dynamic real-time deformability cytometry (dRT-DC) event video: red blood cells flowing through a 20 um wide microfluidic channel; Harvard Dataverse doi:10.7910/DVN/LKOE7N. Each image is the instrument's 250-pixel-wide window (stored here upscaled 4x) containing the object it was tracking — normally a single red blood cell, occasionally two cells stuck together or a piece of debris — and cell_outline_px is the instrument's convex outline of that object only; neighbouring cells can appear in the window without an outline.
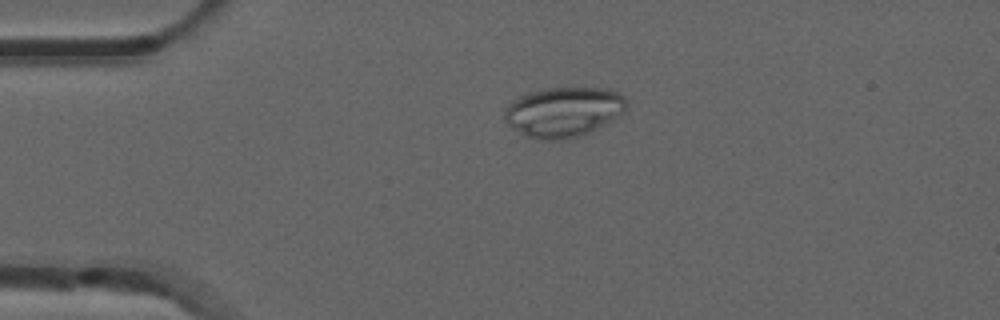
{"species": "common noctule bat (a hibernating species)", "species_latin": "Nyctalus noctula", "temperature_condition": "room temperature", "stored_images_in_passage": 48, "camera_frame_rate_fps": 3000, "um_per_image_px": 0.085, "animal": {"sex": "male", "forearm_length_mm": 52.5}, "frame": {"image": 1, "passage_image": 8, "time_ms": 2.333, "image_size_px": [1000, 320], "cell_outline_px": [[628, 104], [624, 112], [620, 116], [588, 132], [568, 140], [548, 140], [528, 136], [520, 132], [508, 124], [504, 120], [504, 108], [512, 100], [528, 92], [544, 88], [600, 88], [616, 92], [624, 96], [628, 100]], "centroid_in_image_um": [47.9, 9.5], "position_along_channel_um": 37.1, "area_um2": 35.49}}
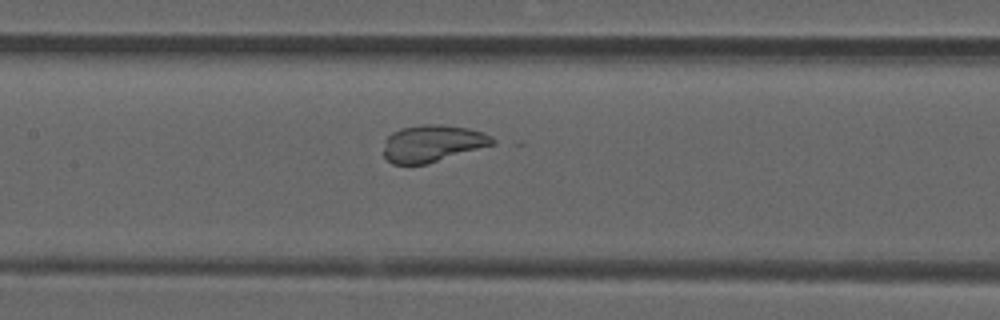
{"frame": {"image": 2, "passage_image": 21, "time_ms": 6.667, "image_size_px": [1000, 320], "cell_outline_px": [[496, 144], [428, 164], [392, 164], [384, 156], [384, 148], [388, 136], [392, 132], [400, 128], [424, 124], [440, 124], [468, 128], [484, 132], [492, 136], [496, 140]], "centroid_in_image_um": [36.81, 12.19], "position_along_channel_um": 170.6, "area_um2": 23.64}}
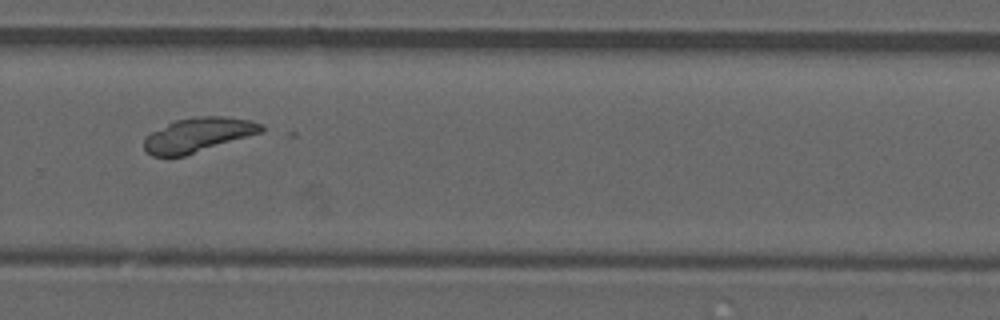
{"frame": {"image": 3, "passage_image": 32, "time_ms": 10.333, "image_size_px": [1000, 320], "cell_outline_px": [[264, 132], [184, 156], [152, 156], [144, 148], [144, 140], [152, 132], [176, 120], [200, 116], [224, 116], [252, 120], [264, 124]], "centroid_in_image_um": [16.92, 11.46], "position_along_channel_um": 312.9, "area_um2": 23.35}}